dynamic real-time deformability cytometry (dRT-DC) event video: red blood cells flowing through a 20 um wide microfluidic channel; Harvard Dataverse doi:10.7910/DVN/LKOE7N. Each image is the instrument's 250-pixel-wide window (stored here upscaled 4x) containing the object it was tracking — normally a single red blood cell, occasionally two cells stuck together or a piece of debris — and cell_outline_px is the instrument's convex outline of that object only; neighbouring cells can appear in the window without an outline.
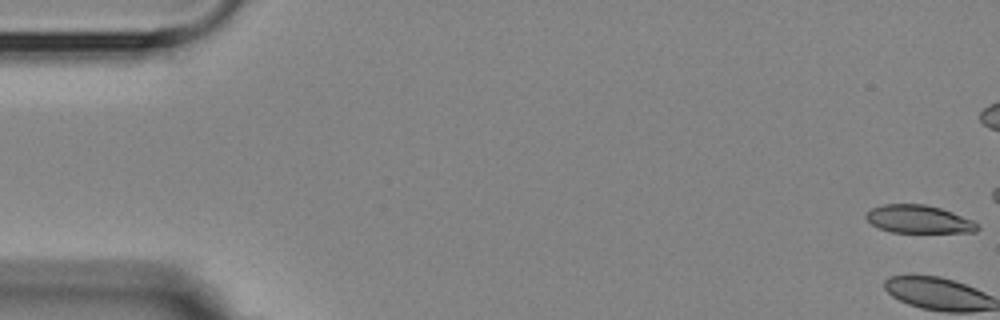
{"species": "Egyptian fruit bat (a non-hibernating species)", "species_latin": "Rousettus aegyptiacus", "temperature_condition": "room temperature", "stored_images_in_passage": 15, "camera_frame_rate_fps": 3000, "um_per_image_px": 0.085, "animal": {"sex": "female"}, "frame": {"image": 1, "passage_image": 1, "time_ms": 0.0, "image_size_px": [1000, 320], "cell_outline_px": [[980, 228], [976, 232], [892, 232], [880, 228], [872, 224], [864, 216], [872, 208], [884, 204], [924, 204], [940, 208], [952, 212], [972, 220]], "centroid_in_image_um": [78.09, 18.63], "position_along_channel_um": 6.9, "area_um2": 17.92}, "authors_computed_cell_mechanics": {"area_um2": 23.12, "velocity_mm_per_s": 3.577, "shape_relaxation_time_tau1_ms": 11.291, "shape_relaxation_time_tau2_ms": 3.5292, "deformation_change_tau1": 0.1512, "deformation_change_tau2": 0.0654}}